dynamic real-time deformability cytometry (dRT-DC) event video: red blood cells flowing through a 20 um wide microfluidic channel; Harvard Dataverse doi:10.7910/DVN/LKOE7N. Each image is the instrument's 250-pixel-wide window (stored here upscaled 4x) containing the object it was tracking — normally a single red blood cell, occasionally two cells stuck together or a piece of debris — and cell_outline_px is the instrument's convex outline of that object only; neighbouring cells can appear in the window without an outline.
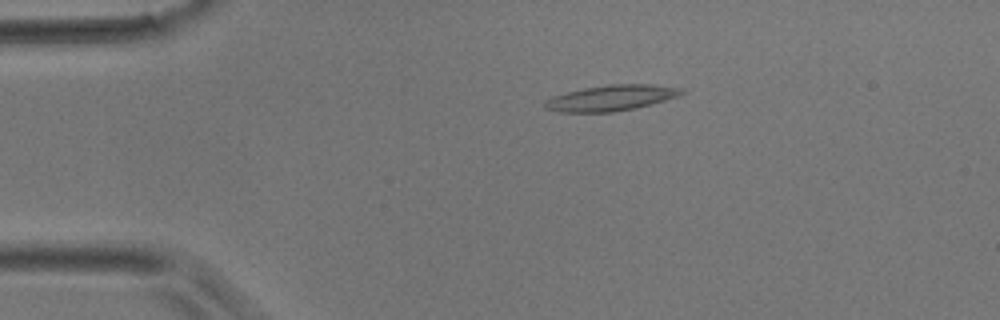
{"species": "common noctule bat (a hibernating species)", "species_latin": "Nyctalus noctula", "temperature_condition": "room temperature", "stored_images_in_passage": 3, "camera_frame_rate_fps": 3000, "um_per_image_px": 0.085, "animal": {"sex": "male", "body_mass_g": 17.9}, "frame": {"image": 1, "passage_image": 2, "time_ms": 0.333, "image_size_px": [1000, 320], "cell_outline_px": [[688, 92], [680, 96], [652, 104], [636, 108], [612, 112], [560, 112], [544, 108], [544, 100], [552, 96], [584, 88], [608, 84], [652, 84], [684, 88]], "centroid_in_image_um": [52.01, 8.32], "position_along_channel_um": 33.0, "area_um2": 20.75}}